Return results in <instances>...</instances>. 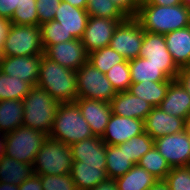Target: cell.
Returning a JSON list of instances; mask_svg holds the SVG:
<instances>
[{"mask_svg":"<svg viewBox=\"0 0 190 190\" xmlns=\"http://www.w3.org/2000/svg\"><path fill=\"white\" fill-rule=\"evenodd\" d=\"M134 18L144 31L165 35L190 26V8L182 4L172 6L147 4L138 9Z\"/></svg>","mask_w":190,"mask_h":190,"instance_id":"cell-1","label":"cell"},{"mask_svg":"<svg viewBox=\"0 0 190 190\" xmlns=\"http://www.w3.org/2000/svg\"><path fill=\"white\" fill-rule=\"evenodd\" d=\"M36 86L44 89L59 103L74 102L77 99L76 71L61 66L44 54Z\"/></svg>","mask_w":190,"mask_h":190,"instance_id":"cell-2","label":"cell"},{"mask_svg":"<svg viewBox=\"0 0 190 190\" xmlns=\"http://www.w3.org/2000/svg\"><path fill=\"white\" fill-rule=\"evenodd\" d=\"M66 145L93 137L87 121L83 118L77 103H60L54 117L52 130L48 135Z\"/></svg>","mask_w":190,"mask_h":190,"instance_id":"cell-3","label":"cell"},{"mask_svg":"<svg viewBox=\"0 0 190 190\" xmlns=\"http://www.w3.org/2000/svg\"><path fill=\"white\" fill-rule=\"evenodd\" d=\"M22 102L24 107L22 125L49 135L60 103L38 86H33Z\"/></svg>","mask_w":190,"mask_h":190,"instance_id":"cell-4","label":"cell"},{"mask_svg":"<svg viewBox=\"0 0 190 190\" xmlns=\"http://www.w3.org/2000/svg\"><path fill=\"white\" fill-rule=\"evenodd\" d=\"M72 163L70 145L48 136L37 152L32 166L37 175H63L70 174Z\"/></svg>","mask_w":190,"mask_h":190,"instance_id":"cell-5","label":"cell"},{"mask_svg":"<svg viewBox=\"0 0 190 190\" xmlns=\"http://www.w3.org/2000/svg\"><path fill=\"white\" fill-rule=\"evenodd\" d=\"M48 135L24 125L6 133L5 155L16 160L31 164L41 149Z\"/></svg>","mask_w":190,"mask_h":190,"instance_id":"cell-6","label":"cell"},{"mask_svg":"<svg viewBox=\"0 0 190 190\" xmlns=\"http://www.w3.org/2000/svg\"><path fill=\"white\" fill-rule=\"evenodd\" d=\"M2 53L3 57L43 55L40 26L12 23Z\"/></svg>","mask_w":190,"mask_h":190,"instance_id":"cell-7","label":"cell"},{"mask_svg":"<svg viewBox=\"0 0 190 190\" xmlns=\"http://www.w3.org/2000/svg\"><path fill=\"white\" fill-rule=\"evenodd\" d=\"M76 78L77 98L110 102L117 93L105 74L88 62L76 71Z\"/></svg>","mask_w":190,"mask_h":190,"instance_id":"cell-8","label":"cell"},{"mask_svg":"<svg viewBox=\"0 0 190 190\" xmlns=\"http://www.w3.org/2000/svg\"><path fill=\"white\" fill-rule=\"evenodd\" d=\"M144 30L134 17H128L115 28L109 46L127 61L139 57Z\"/></svg>","mask_w":190,"mask_h":190,"instance_id":"cell-9","label":"cell"},{"mask_svg":"<svg viewBox=\"0 0 190 190\" xmlns=\"http://www.w3.org/2000/svg\"><path fill=\"white\" fill-rule=\"evenodd\" d=\"M139 57L146 58L172 80L178 76L179 68L174 63L171 54L167 49L163 34L150 33L144 31L143 43Z\"/></svg>","mask_w":190,"mask_h":190,"instance_id":"cell-10","label":"cell"},{"mask_svg":"<svg viewBox=\"0 0 190 190\" xmlns=\"http://www.w3.org/2000/svg\"><path fill=\"white\" fill-rule=\"evenodd\" d=\"M154 146L171 168L190 166V138L184 131L159 137Z\"/></svg>","mask_w":190,"mask_h":190,"instance_id":"cell-11","label":"cell"},{"mask_svg":"<svg viewBox=\"0 0 190 190\" xmlns=\"http://www.w3.org/2000/svg\"><path fill=\"white\" fill-rule=\"evenodd\" d=\"M44 55L61 66L75 71L88 62V53L81 39L50 45L44 51Z\"/></svg>","mask_w":190,"mask_h":190,"instance_id":"cell-12","label":"cell"},{"mask_svg":"<svg viewBox=\"0 0 190 190\" xmlns=\"http://www.w3.org/2000/svg\"><path fill=\"white\" fill-rule=\"evenodd\" d=\"M119 23V20L89 16L81 38L87 53L109 46L114 30Z\"/></svg>","mask_w":190,"mask_h":190,"instance_id":"cell-13","label":"cell"},{"mask_svg":"<svg viewBox=\"0 0 190 190\" xmlns=\"http://www.w3.org/2000/svg\"><path fill=\"white\" fill-rule=\"evenodd\" d=\"M144 132V120L111 114L101 137L106 145H119Z\"/></svg>","mask_w":190,"mask_h":190,"instance_id":"cell-14","label":"cell"},{"mask_svg":"<svg viewBox=\"0 0 190 190\" xmlns=\"http://www.w3.org/2000/svg\"><path fill=\"white\" fill-rule=\"evenodd\" d=\"M41 60L42 55L3 57L0 71L19 77L33 87L38 82Z\"/></svg>","mask_w":190,"mask_h":190,"instance_id":"cell-15","label":"cell"},{"mask_svg":"<svg viewBox=\"0 0 190 190\" xmlns=\"http://www.w3.org/2000/svg\"><path fill=\"white\" fill-rule=\"evenodd\" d=\"M75 102L93 135L102 137L112 114L110 102L85 98H77Z\"/></svg>","mask_w":190,"mask_h":190,"instance_id":"cell-16","label":"cell"},{"mask_svg":"<svg viewBox=\"0 0 190 190\" xmlns=\"http://www.w3.org/2000/svg\"><path fill=\"white\" fill-rule=\"evenodd\" d=\"M184 131V119L167 114L159 106L144 119V132L153 140L168 134H177Z\"/></svg>","mask_w":190,"mask_h":190,"instance_id":"cell-17","label":"cell"},{"mask_svg":"<svg viewBox=\"0 0 190 190\" xmlns=\"http://www.w3.org/2000/svg\"><path fill=\"white\" fill-rule=\"evenodd\" d=\"M73 161L82 165L106 166V144L101 137L93 136L70 145Z\"/></svg>","mask_w":190,"mask_h":190,"instance_id":"cell-18","label":"cell"},{"mask_svg":"<svg viewBox=\"0 0 190 190\" xmlns=\"http://www.w3.org/2000/svg\"><path fill=\"white\" fill-rule=\"evenodd\" d=\"M110 104L113 114L141 120H144L154 107L129 91L117 92Z\"/></svg>","mask_w":190,"mask_h":190,"instance_id":"cell-19","label":"cell"},{"mask_svg":"<svg viewBox=\"0 0 190 190\" xmlns=\"http://www.w3.org/2000/svg\"><path fill=\"white\" fill-rule=\"evenodd\" d=\"M89 15L86 9L73 7L65 1L60 2L54 20L59 22L75 39H81L86 29Z\"/></svg>","mask_w":190,"mask_h":190,"instance_id":"cell-20","label":"cell"},{"mask_svg":"<svg viewBox=\"0 0 190 190\" xmlns=\"http://www.w3.org/2000/svg\"><path fill=\"white\" fill-rule=\"evenodd\" d=\"M159 107L167 114L185 120L190 114V94L182 84L175 79L170 83L166 96Z\"/></svg>","mask_w":190,"mask_h":190,"instance_id":"cell-21","label":"cell"},{"mask_svg":"<svg viewBox=\"0 0 190 190\" xmlns=\"http://www.w3.org/2000/svg\"><path fill=\"white\" fill-rule=\"evenodd\" d=\"M167 49L178 68L190 66V26L164 35Z\"/></svg>","mask_w":190,"mask_h":190,"instance_id":"cell-22","label":"cell"},{"mask_svg":"<svg viewBox=\"0 0 190 190\" xmlns=\"http://www.w3.org/2000/svg\"><path fill=\"white\" fill-rule=\"evenodd\" d=\"M70 176L78 190H91L108 179L106 166L82 165L81 161H73Z\"/></svg>","mask_w":190,"mask_h":190,"instance_id":"cell-23","label":"cell"},{"mask_svg":"<svg viewBox=\"0 0 190 190\" xmlns=\"http://www.w3.org/2000/svg\"><path fill=\"white\" fill-rule=\"evenodd\" d=\"M34 174L31 164L20 162L5 154L0 157V182L19 186Z\"/></svg>","mask_w":190,"mask_h":190,"instance_id":"cell-24","label":"cell"},{"mask_svg":"<svg viewBox=\"0 0 190 190\" xmlns=\"http://www.w3.org/2000/svg\"><path fill=\"white\" fill-rule=\"evenodd\" d=\"M136 165L125 152V142L119 145H106V173L116 179Z\"/></svg>","mask_w":190,"mask_h":190,"instance_id":"cell-25","label":"cell"},{"mask_svg":"<svg viewBox=\"0 0 190 190\" xmlns=\"http://www.w3.org/2000/svg\"><path fill=\"white\" fill-rule=\"evenodd\" d=\"M129 67L132 83H140L142 81H173L161 70V67L155 66L143 57L130 60Z\"/></svg>","mask_w":190,"mask_h":190,"instance_id":"cell-26","label":"cell"},{"mask_svg":"<svg viewBox=\"0 0 190 190\" xmlns=\"http://www.w3.org/2000/svg\"><path fill=\"white\" fill-rule=\"evenodd\" d=\"M171 82L172 81H142L140 83H132L128 91L132 95L142 98L154 107H157L165 98Z\"/></svg>","mask_w":190,"mask_h":190,"instance_id":"cell-27","label":"cell"},{"mask_svg":"<svg viewBox=\"0 0 190 190\" xmlns=\"http://www.w3.org/2000/svg\"><path fill=\"white\" fill-rule=\"evenodd\" d=\"M24 107L22 100L0 101V132L9 133L23 123Z\"/></svg>","mask_w":190,"mask_h":190,"instance_id":"cell-28","label":"cell"},{"mask_svg":"<svg viewBox=\"0 0 190 190\" xmlns=\"http://www.w3.org/2000/svg\"><path fill=\"white\" fill-rule=\"evenodd\" d=\"M157 180L137 164L123 176L115 179L118 190H148Z\"/></svg>","mask_w":190,"mask_h":190,"instance_id":"cell-29","label":"cell"},{"mask_svg":"<svg viewBox=\"0 0 190 190\" xmlns=\"http://www.w3.org/2000/svg\"><path fill=\"white\" fill-rule=\"evenodd\" d=\"M32 86L19 77H11L0 71V101L23 100Z\"/></svg>","mask_w":190,"mask_h":190,"instance_id":"cell-30","label":"cell"},{"mask_svg":"<svg viewBox=\"0 0 190 190\" xmlns=\"http://www.w3.org/2000/svg\"><path fill=\"white\" fill-rule=\"evenodd\" d=\"M137 165L144 168L158 180H165L171 170V167L155 146L140 158Z\"/></svg>","mask_w":190,"mask_h":190,"instance_id":"cell-31","label":"cell"},{"mask_svg":"<svg viewBox=\"0 0 190 190\" xmlns=\"http://www.w3.org/2000/svg\"><path fill=\"white\" fill-rule=\"evenodd\" d=\"M89 16L108 18L124 22L128 16L112 0H87Z\"/></svg>","mask_w":190,"mask_h":190,"instance_id":"cell-32","label":"cell"},{"mask_svg":"<svg viewBox=\"0 0 190 190\" xmlns=\"http://www.w3.org/2000/svg\"><path fill=\"white\" fill-rule=\"evenodd\" d=\"M127 60L118 54L110 46L101 48L88 54V63L100 70L102 73H107L114 65L126 62Z\"/></svg>","mask_w":190,"mask_h":190,"instance_id":"cell-33","label":"cell"},{"mask_svg":"<svg viewBox=\"0 0 190 190\" xmlns=\"http://www.w3.org/2000/svg\"><path fill=\"white\" fill-rule=\"evenodd\" d=\"M40 29L44 51L50 45H55L75 39L71 34H67L62 25L55 20L41 24Z\"/></svg>","mask_w":190,"mask_h":190,"instance_id":"cell-34","label":"cell"},{"mask_svg":"<svg viewBox=\"0 0 190 190\" xmlns=\"http://www.w3.org/2000/svg\"><path fill=\"white\" fill-rule=\"evenodd\" d=\"M153 146L154 140L147 132H143L141 135H136L125 142V152L137 164L140 158Z\"/></svg>","mask_w":190,"mask_h":190,"instance_id":"cell-35","label":"cell"},{"mask_svg":"<svg viewBox=\"0 0 190 190\" xmlns=\"http://www.w3.org/2000/svg\"><path fill=\"white\" fill-rule=\"evenodd\" d=\"M105 76L116 92L128 91L132 84L129 61L114 65L105 73Z\"/></svg>","mask_w":190,"mask_h":190,"instance_id":"cell-36","label":"cell"},{"mask_svg":"<svg viewBox=\"0 0 190 190\" xmlns=\"http://www.w3.org/2000/svg\"><path fill=\"white\" fill-rule=\"evenodd\" d=\"M16 25H39L37 16L36 0H22L11 18Z\"/></svg>","mask_w":190,"mask_h":190,"instance_id":"cell-37","label":"cell"},{"mask_svg":"<svg viewBox=\"0 0 190 190\" xmlns=\"http://www.w3.org/2000/svg\"><path fill=\"white\" fill-rule=\"evenodd\" d=\"M165 181L170 190H190V166L171 168Z\"/></svg>","mask_w":190,"mask_h":190,"instance_id":"cell-38","label":"cell"},{"mask_svg":"<svg viewBox=\"0 0 190 190\" xmlns=\"http://www.w3.org/2000/svg\"><path fill=\"white\" fill-rule=\"evenodd\" d=\"M43 190H78L70 174L39 175Z\"/></svg>","mask_w":190,"mask_h":190,"instance_id":"cell-39","label":"cell"},{"mask_svg":"<svg viewBox=\"0 0 190 190\" xmlns=\"http://www.w3.org/2000/svg\"><path fill=\"white\" fill-rule=\"evenodd\" d=\"M60 2L61 0H36L39 26L43 23L54 20Z\"/></svg>","mask_w":190,"mask_h":190,"instance_id":"cell-40","label":"cell"},{"mask_svg":"<svg viewBox=\"0 0 190 190\" xmlns=\"http://www.w3.org/2000/svg\"><path fill=\"white\" fill-rule=\"evenodd\" d=\"M21 2L22 0H0V16L11 20Z\"/></svg>","mask_w":190,"mask_h":190,"instance_id":"cell-41","label":"cell"},{"mask_svg":"<svg viewBox=\"0 0 190 190\" xmlns=\"http://www.w3.org/2000/svg\"><path fill=\"white\" fill-rule=\"evenodd\" d=\"M18 187L19 190H43L41 178L37 174L23 181Z\"/></svg>","mask_w":190,"mask_h":190,"instance_id":"cell-42","label":"cell"},{"mask_svg":"<svg viewBox=\"0 0 190 190\" xmlns=\"http://www.w3.org/2000/svg\"><path fill=\"white\" fill-rule=\"evenodd\" d=\"M12 22L10 19L0 16V52L3 50L4 42L8 36V32Z\"/></svg>","mask_w":190,"mask_h":190,"instance_id":"cell-43","label":"cell"},{"mask_svg":"<svg viewBox=\"0 0 190 190\" xmlns=\"http://www.w3.org/2000/svg\"><path fill=\"white\" fill-rule=\"evenodd\" d=\"M176 79L190 94V66L179 68L178 76Z\"/></svg>","mask_w":190,"mask_h":190,"instance_id":"cell-44","label":"cell"},{"mask_svg":"<svg viewBox=\"0 0 190 190\" xmlns=\"http://www.w3.org/2000/svg\"><path fill=\"white\" fill-rule=\"evenodd\" d=\"M128 17H133V0H112Z\"/></svg>","mask_w":190,"mask_h":190,"instance_id":"cell-45","label":"cell"},{"mask_svg":"<svg viewBox=\"0 0 190 190\" xmlns=\"http://www.w3.org/2000/svg\"><path fill=\"white\" fill-rule=\"evenodd\" d=\"M91 190H118L115 179H106Z\"/></svg>","mask_w":190,"mask_h":190,"instance_id":"cell-46","label":"cell"},{"mask_svg":"<svg viewBox=\"0 0 190 190\" xmlns=\"http://www.w3.org/2000/svg\"><path fill=\"white\" fill-rule=\"evenodd\" d=\"M149 4H155L160 6H172L181 4V0H150Z\"/></svg>","mask_w":190,"mask_h":190,"instance_id":"cell-47","label":"cell"},{"mask_svg":"<svg viewBox=\"0 0 190 190\" xmlns=\"http://www.w3.org/2000/svg\"><path fill=\"white\" fill-rule=\"evenodd\" d=\"M148 190H170L165 180H157Z\"/></svg>","mask_w":190,"mask_h":190,"instance_id":"cell-48","label":"cell"},{"mask_svg":"<svg viewBox=\"0 0 190 190\" xmlns=\"http://www.w3.org/2000/svg\"><path fill=\"white\" fill-rule=\"evenodd\" d=\"M150 0H133V17L137 14L139 8L149 4Z\"/></svg>","mask_w":190,"mask_h":190,"instance_id":"cell-49","label":"cell"},{"mask_svg":"<svg viewBox=\"0 0 190 190\" xmlns=\"http://www.w3.org/2000/svg\"><path fill=\"white\" fill-rule=\"evenodd\" d=\"M61 1L68 2L73 7H77V8L86 9L87 7V0H61Z\"/></svg>","mask_w":190,"mask_h":190,"instance_id":"cell-50","label":"cell"},{"mask_svg":"<svg viewBox=\"0 0 190 190\" xmlns=\"http://www.w3.org/2000/svg\"><path fill=\"white\" fill-rule=\"evenodd\" d=\"M6 133L0 132V157L5 154Z\"/></svg>","mask_w":190,"mask_h":190,"instance_id":"cell-51","label":"cell"},{"mask_svg":"<svg viewBox=\"0 0 190 190\" xmlns=\"http://www.w3.org/2000/svg\"><path fill=\"white\" fill-rule=\"evenodd\" d=\"M0 190H19L15 184L0 182Z\"/></svg>","mask_w":190,"mask_h":190,"instance_id":"cell-52","label":"cell"},{"mask_svg":"<svg viewBox=\"0 0 190 190\" xmlns=\"http://www.w3.org/2000/svg\"><path fill=\"white\" fill-rule=\"evenodd\" d=\"M184 132L190 138V114L184 120Z\"/></svg>","mask_w":190,"mask_h":190,"instance_id":"cell-53","label":"cell"},{"mask_svg":"<svg viewBox=\"0 0 190 190\" xmlns=\"http://www.w3.org/2000/svg\"><path fill=\"white\" fill-rule=\"evenodd\" d=\"M181 4L190 8V0H181Z\"/></svg>","mask_w":190,"mask_h":190,"instance_id":"cell-54","label":"cell"},{"mask_svg":"<svg viewBox=\"0 0 190 190\" xmlns=\"http://www.w3.org/2000/svg\"><path fill=\"white\" fill-rule=\"evenodd\" d=\"M2 60H3V53L0 52V69H1Z\"/></svg>","mask_w":190,"mask_h":190,"instance_id":"cell-55","label":"cell"}]
</instances>
